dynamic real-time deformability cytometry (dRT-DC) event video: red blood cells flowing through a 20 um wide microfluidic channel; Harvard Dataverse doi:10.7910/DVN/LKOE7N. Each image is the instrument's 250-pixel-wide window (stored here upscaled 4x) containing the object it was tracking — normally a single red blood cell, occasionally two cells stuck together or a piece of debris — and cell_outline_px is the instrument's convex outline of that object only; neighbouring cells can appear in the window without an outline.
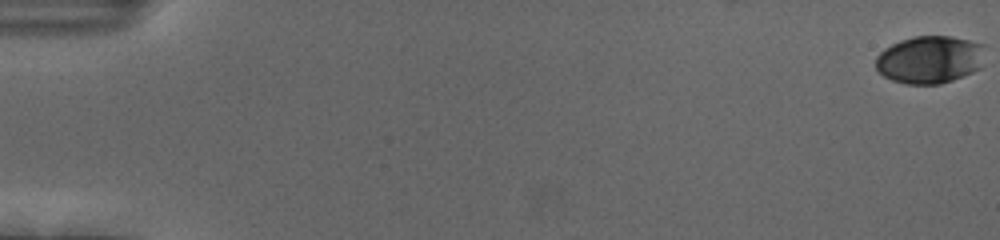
{"species": "human", "species_latin": "Homo sapiens", "temperature_condition": "cold", "stored_images_in_passage": 57, "camera_frame_rate_fps": 3000, "um_per_image_px": 0.085, "donor": {"sex": "female"}, "frame": {"image": 1, "passage_image": 1, "time_ms": 0.0, "image_size_px": [1000, 240], "cell_outline_px": [[984, 44], [980, 68], [964, 76], [940, 84], [904, 84], [892, 80], [884, 76], [876, 68], [876, 56], [884, 48], [900, 40], [912, 36], [952, 36]], "centroid_in_image_um": [79.0, 5.06], "position_along_channel_um": 6.0, "area_um2": 30.4}}
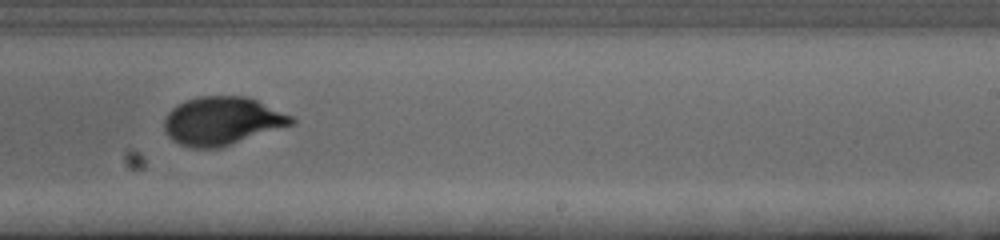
{"frame": {"image": 2, "passage_image": 37, "time_ms": 12.0, "image_size_px": [1000, 240], "cell_outline_px": [[296, 124], [220, 148], [192, 148], [180, 144], [172, 140], [168, 136], [164, 128], [164, 120], [168, 112], [172, 108], [184, 100], [200, 96], [248, 96], [292, 116], [296, 120]], "centroid_in_image_um": [18.89, 10.28], "position_along_channel_um": 270.1, "area_um2": 36.01}}
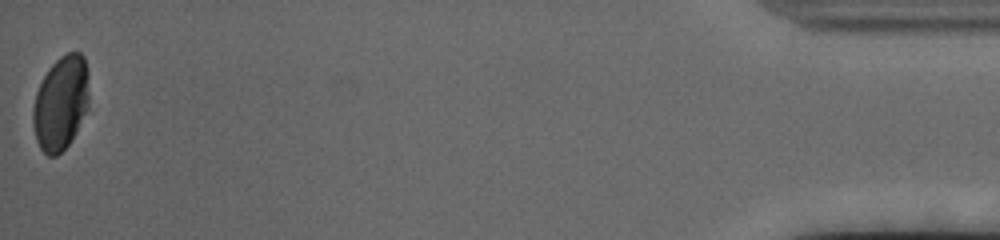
{"frame": {"image": 3, "passage_image": 57, "time_ms": 18.667, "image_size_px": [1000, 240], "cell_outline_px": [[88, 108], [76, 132], [68, 144], [56, 156], [48, 156], [40, 148], [36, 140], [32, 124], [32, 108], [36, 92], [48, 68], [60, 56], [68, 52], [80, 52], [84, 56], [88, 72]], "centroid_in_image_um": [5.16, 8.74], "position_along_channel_um": 430.0, "area_um2": 30.92}, "authors_computed_cell_mechanics": {"area_um2": 34.2176, "velocity_mm_per_s": 3.6868, "shape_relaxation_time_tau1_ms": 2.7764, "shape_relaxation_time_tau2_ms": null, "deformation_change_tau1": 0.1332, "deformation_change_tau2": null}}